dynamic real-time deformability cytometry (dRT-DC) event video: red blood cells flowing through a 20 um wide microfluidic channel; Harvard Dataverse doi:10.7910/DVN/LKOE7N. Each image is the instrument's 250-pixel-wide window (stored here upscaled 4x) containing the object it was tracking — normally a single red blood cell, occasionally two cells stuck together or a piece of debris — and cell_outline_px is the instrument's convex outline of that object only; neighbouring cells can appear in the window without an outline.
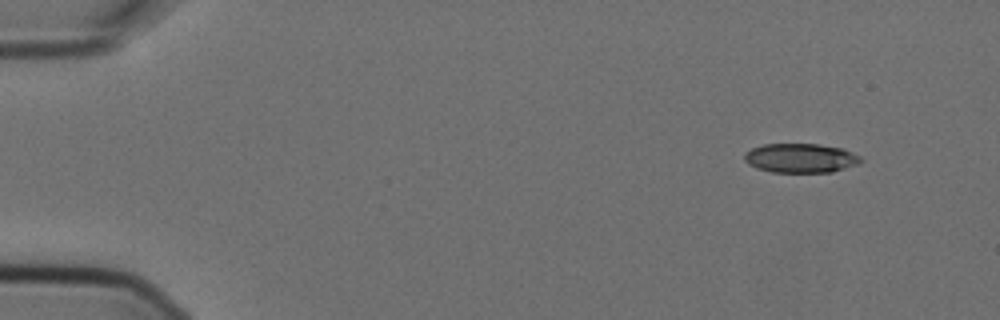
{"species": "Egyptian fruit bat (a non-hibernating species)", "species_latin": "Rousettus aegyptiacus", "temperature_condition": "cold", "stored_images_in_passage": 10, "camera_frame_rate_fps": 3000, "um_per_image_px": 0.085, "animal": {"sex": "female"}, "frame": {"image": 1, "passage_image": 1, "time_ms": 0.0, "image_size_px": [1000, 320], "cell_outline_px": [[864, 160], [860, 164], [832, 172], [772, 172], [756, 168], [748, 164], [744, 160], [744, 152], [752, 148], [764, 144], [820, 144], [844, 148], [860, 156]], "centroid_in_image_um": [68.08, 13.43], "position_along_channel_um": 16.9, "area_um2": 20.11}}
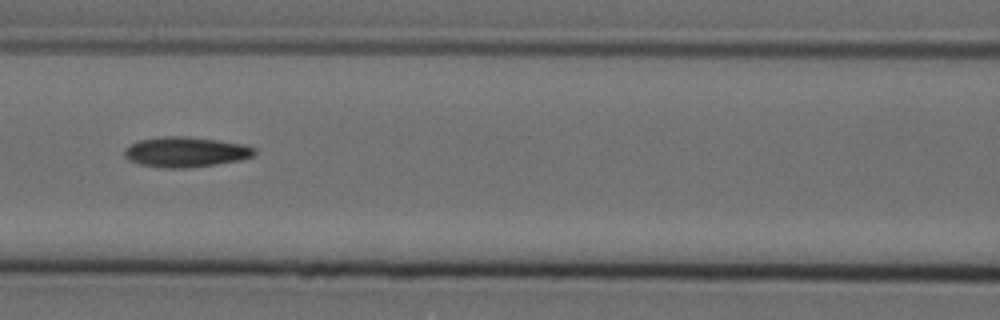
{"frame": {"image": 2, "passage_image": 6, "time_ms": 1.667, "image_size_px": [1000, 320], "cell_outline_px": [[256, 156], [240, 160], [216, 164], [184, 168], [160, 168], [140, 164], [128, 160], [124, 156], [124, 148], [140, 140], [164, 136], [180, 136], [216, 140], [244, 144], [256, 148]], "centroid_in_image_um": [15.79, 12.93], "position_along_channel_um": 150.8, "area_um2": 22.89}}
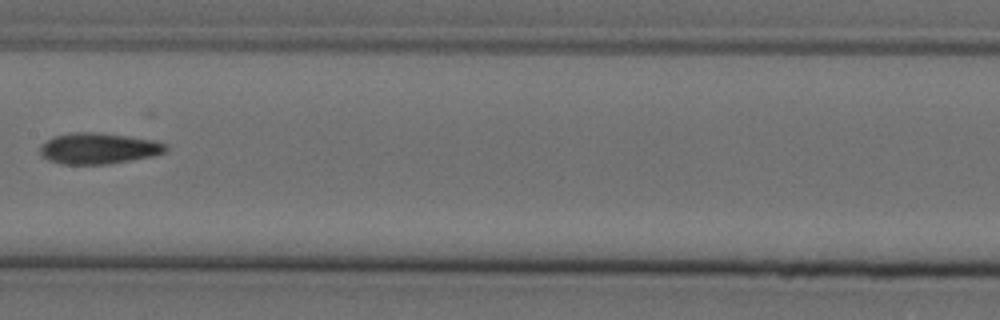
{"frame": {"image": 3, "passage_image": 7, "time_ms": 2.0, "image_size_px": [1000, 320], "cell_outline_px": [[168, 148], [164, 152], [152, 156], [108, 164], [60, 164], [48, 160], [40, 152], [40, 144], [52, 136], [72, 132], [100, 132], [156, 140], [168, 144]], "centroid_in_image_um": [8.37, 12.6], "position_along_channel_um": 199.0, "area_um2": 22.95}}